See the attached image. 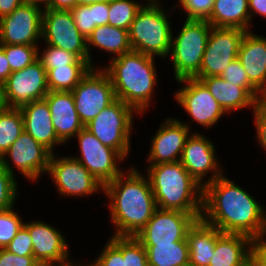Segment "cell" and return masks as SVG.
I'll return each mask as SVG.
<instances>
[{
  "label": "cell",
  "instance_id": "cell-37",
  "mask_svg": "<svg viewBox=\"0 0 266 266\" xmlns=\"http://www.w3.org/2000/svg\"><path fill=\"white\" fill-rule=\"evenodd\" d=\"M232 85L245 87L257 100L261 93L248 79L247 73L238 58L234 59L220 76Z\"/></svg>",
  "mask_w": 266,
  "mask_h": 266
},
{
  "label": "cell",
  "instance_id": "cell-33",
  "mask_svg": "<svg viewBox=\"0 0 266 266\" xmlns=\"http://www.w3.org/2000/svg\"><path fill=\"white\" fill-rule=\"evenodd\" d=\"M0 47L6 54L12 72L31 65L39 54L36 45L0 44Z\"/></svg>",
  "mask_w": 266,
  "mask_h": 266
},
{
  "label": "cell",
  "instance_id": "cell-46",
  "mask_svg": "<svg viewBox=\"0 0 266 266\" xmlns=\"http://www.w3.org/2000/svg\"><path fill=\"white\" fill-rule=\"evenodd\" d=\"M254 110L255 122L257 125V137L259 143L266 150V111L259 104L256 105Z\"/></svg>",
  "mask_w": 266,
  "mask_h": 266
},
{
  "label": "cell",
  "instance_id": "cell-26",
  "mask_svg": "<svg viewBox=\"0 0 266 266\" xmlns=\"http://www.w3.org/2000/svg\"><path fill=\"white\" fill-rule=\"evenodd\" d=\"M251 245V238L242 234L222 233L216 241L209 266H241L250 258L251 252L245 250Z\"/></svg>",
  "mask_w": 266,
  "mask_h": 266
},
{
  "label": "cell",
  "instance_id": "cell-41",
  "mask_svg": "<svg viewBox=\"0 0 266 266\" xmlns=\"http://www.w3.org/2000/svg\"><path fill=\"white\" fill-rule=\"evenodd\" d=\"M187 11L188 20H208L211 16L214 0H180Z\"/></svg>",
  "mask_w": 266,
  "mask_h": 266
},
{
  "label": "cell",
  "instance_id": "cell-4",
  "mask_svg": "<svg viewBox=\"0 0 266 266\" xmlns=\"http://www.w3.org/2000/svg\"><path fill=\"white\" fill-rule=\"evenodd\" d=\"M147 170L157 208L203 213V187L180 161L151 165Z\"/></svg>",
  "mask_w": 266,
  "mask_h": 266
},
{
  "label": "cell",
  "instance_id": "cell-44",
  "mask_svg": "<svg viewBox=\"0 0 266 266\" xmlns=\"http://www.w3.org/2000/svg\"><path fill=\"white\" fill-rule=\"evenodd\" d=\"M265 234L266 231H262L251 238L250 257L256 262L257 266H266V241L262 240Z\"/></svg>",
  "mask_w": 266,
  "mask_h": 266
},
{
  "label": "cell",
  "instance_id": "cell-14",
  "mask_svg": "<svg viewBox=\"0 0 266 266\" xmlns=\"http://www.w3.org/2000/svg\"><path fill=\"white\" fill-rule=\"evenodd\" d=\"M4 89L9 108H20L44 99L49 92L47 71L36 60L21 70L13 71L4 82Z\"/></svg>",
  "mask_w": 266,
  "mask_h": 266
},
{
  "label": "cell",
  "instance_id": "cell-34",
  "mask_svg": "<svg viewBox=\"0 0 266 266\" xmlns=\"http://www.w3.org/2000/svg\"><path fill=\"white\" fill-rule=\"evenodd\" d=\"M49 48L44 50L42 56L37 55V60L42 67L47 71L56 67L68 65H91L87 60L79 59L72 52L48 45Z\"/></svg>",
  "mask_w": 266,
  "mask_h": 266
},
{
  "label": "cell",
  "instance_id": "cell-13",
  "mask_svg": "<svg viewBox=\"0 0 266 266\" xmlns=\"http://www.w3.org/2000/svg\"><path fill=\"white\" fill-rule=\"evenodd\" d=\"M79 140L82 158L78 160L102 185L122 174L115 160L123 156L115 149L102 144L85 127L76 134Z\"/></svg>",
  "mask_w": 266,
  "mask_h": 266
},
{
  "label": "cell",
  "instance_id": "cell-36",
  "mask_svg": "<svg viewBox=\"0 0 266 266\" xmlns=\"http://www.w3.org/2000/svg\"><path fill=\"white\" fill-rule=\"evenodd\" d=\"M13 208L0 211V249H4L24 224Z\"/></svg>",
  "mask_w": 266,
  "mask_h": 266
},
{
  "label": "cell",
  "instance_id": "cell-49",
  "mask_svg": "<svg viewBox=\"0 0 266 266\" xmlns=\"http://www.w3.org/2000/svg\"><path fill=\"white\" fill-rule=\"evenodd\" d=\"M12 73L4 50L0 47V82L4 83Z\"/></svg>",
  "mask_w": 266,
  "mask_h": 266
},
{
  "label": "cell",
  "instance_id": "cell-21",
  "mask_svg": "<svg viewBox=\"0 0 266 266\" xmlns=\"http://www.w3.org/2000/svg\"><path fill=\"white\" fill-rule=\"evenodd\" d=\"M44 99L51 112L57 137L63 143L85 127L75 109L71 91H49Z\"/></svg>",
  "mask_w": 266,
  "mask_h": 266
},
{
  "label": "cell",
  "instance_id": "cell-29",
  "mask_svg": "<svg viewBox=\"0 0 266 266\" xmlns=\"http://www.w3.org/2000/svg\"><path fill=\"white\" fill-rule=\"evenodd\" d=\"M147 251L148 266H182L189 263L187 240L171 244H142Z\"/></svg>",
  "mask_w": 266,
  "mask_h": 266
},
{
  "label": "cell",
  "instance_id": "cell-27",
  "mask_svg": "<svg viewBox=\"0 0 266 266\" xmlns=\"http://www.w3.org/2000/svg\"><path fill=\"white\" fill-rule=\"evenodd\" d=\"M248 0H214L211 16L207 20L212 27H235L248 31L252 16Z\"/></svg>",
  "mask_w": 266,
  "mask_h": 266
},
{
  "label": "cell",
  "instance_id": "cell-53",
  "mask_svg": "<svg viewBox=\"0 0 266 266\" xmlns=\"http://www.w3.org/2000/svg\"><path fill=\"white\" fill-rule=\"evenodd\" d=\"M258 104L266 111V89L263 92H261Z\"/></svg>",
  "mask_w": 266,
  "mask_h": 266
},
{
  "label": "cell",
  "instance_id": "cell-42",
  "mask_svg": "<svg viewBox=\"0 0 266 266\" xmlns=\"http://www.w3.org/2000/svg\"><path fill=\"white\" fill-rule=\"evenodd\" d=\"M5 249L18 256L33 255L31 236L24 225L18 230L16 236Z\"/></svg>",
  "mask_w": 266,
  "mask_h": 266
},
{
  "label": "cell",
  "instance_id": "cell-18",
  "mask_svg": "<svg viewBox=\"0 0 266 266\" xmlns=\"http://www.w3.org/2000/svg\"><path fill=\"white\" fill-rule=\"evenodd\" d=\"M23 225L31 236L33 256L40 264L54 266L53 263L57 262L58 266L73 265L71 261L67 262V243L53 226L39 221Z\"/></svg>",
  "mask_w": 266,
  "mask_h": 266
},
{
  "label": "cell",
  "instance_id": "cell-20",
  "mask_svg": "<svg viewBox=\"0 0 266 266\" xmlns=\"http://www.w3.org/2000/svg\"><path fill=\"white\" fill-rule=\"evenodd\" d=\"M214 150L212 143L206 140L203 135L198 134H193L188 137L183 148L180 162L202 187L222 175L220 170L217 169L218 164L215 159ZM212 169L215 172L213 177L209 181H206L205 184H201L203 176Z\"/></svg>",
  "mask_w": 266,
  "mask_h": 266
},
{
  "label": "cell",
  "instance_id": "cell-19",
  "mask_svg": "<svg viewBox=\"0 0 266 266\" xmlns=\"http://www.w3.org/2000/svg\"><path fill=\"white\" fill-rule=\"evenodd\" d=\"M188 127L180 121L167 119L152 140L151 151L147 161H151L152 165L180 161L183 148L189 136ZM179 153L180 156L177 158Z\"/></svg>",
  "mask_w": 266,
  "mask_h": 266
},
{
  "label": "cell",
  "instance_id": "cell-32",
  "mask_svg": "<svg viewBox=\"0 0 266 266\" xmlns=\"http://www.w3.org/2000/svg\"><path fill=\"white\" fill-rule=\"evenodd\" d=\"M141 7L132 0H114L110 2L108 25L129 30Z\"/></svg>",
  "mask_w": 266,
  "mask_h": 266
},
{
  "label": "cell",
  "instance_id": "cell-48",
  "mask_svg": "<svg viewBox=\"0 0 266 266\" xmlns=\"http://www.w3.org/2000/svg\"><path fill=\"white\" fill-rule=\"evenodd\" d=\"M76 5H77V0H49L45 8L71 10Z\"/></svg>",
  "mask_w": 266,
  "mask_h": 266
},
{
  "label": "cell",
  "instance_id": "cell-16",
  "mask_svg": "<svg viewBox=\"0 0 266 266\" xmlns=\"http://www.w3.org/2000/svg\"><path fill=\"white\" fill-rule=\"evenodd\" d=\"M62 195H90L102 185L78 160L75 158L55 159L53 153L48 165V171Z\"/></svg>",
  "mask_w": 266,
  "mask_h": 266
},
{
  "label": "cell",
  "instance_id": "cell-10",
  "mask_svg": "<svg viewBox=\"0 0 266 266\" xmlns=\"http://www.w3.org/2000/svg\"><path fill=\"white\" fill-rule=\"evenodd\" d=\"M203 213L157 208L147 224L134 236L141 244H171L187 240V233Z\"/></svg>",
  "mask_w": 266,
  "mask_h": 266
},
{
  "label": "cell",
  "instance_id": "cell-40",
  "mask_svg": "<svg viewBox=\"0 0 266 266\" xmlns=\"http://www.w3.org/2000/svg\"><path fill=\"white\" fill-rule=\"evenodd\" d=\"M75 26L79 32L87 39L92 31L97 27L93 23V16L90 5H76L70 10Z\"/></svg>",
  "mask_w": 266,
  "mask_h": 266
},
{
  "label": "cell",
  "instance_id": "cell-7",
  "mask_svg": "<svg viewBox=\"0 0 266 266\" xmlns=\"http://www.w3.org/2000/svg\"><path fill=\"white\" fill-rule=\"evenodd\" d=\"M135 110L116 99L104 108L85 128L102 144L118 151L124 158L129 152L130 130Z\"/></svg>",
  "mask_w": 266,
  "mask_h": 266
},
{
  "label": "cell",
  "instance_id": "cell-39",
  "mask_svg": "<svg viewBox=\"0 0 266 266\" xmlns=\"http://www.w3.org/2000/svg\"><path fill=\"white\" fill-rule=\"evenodd\" d=\"M16 180L0 163V211L12 208L16 196Z\"/></svg>",
  "mask_w": 266,
  "mask_h": 266
},
{
  "label": "cell",
  "instance_id": "cell-28",
  "mask_svg": "<svg viewBox=\"0 0 266 266\" xmlns=\"http://www.w3.org/2000/svg\"><path fill=\"white\" fill-rule=\"evenodd\" d=\"M116 54V57L132 51L128 30L111 25L97 26L87 38L89 45Z\"/></svg>",
  "mask_w": 266,
  "mask_h": 266
},
{
  "label": "cell",
  "instance_id": "cell-2",
  "mask_svg": "<svg viewBox=\"0 0 266 266\" xmlns=\"http://www.w3.org/2000/svg\"><path fill=\"white\" fill-rule=\"evenodd\" d=\"M124 173L106 183L103 190L112 202L111 219L117 226L114 236H135L157 209L151 184L136 169H131L126 181Z\"/></svg>",
  "mask_w": 266,
  "mask_h": 266
},
{
  "label": "cell",
  "instance_id": "cell-5",
  "mask_svg": "<svg viewBox=\"0 0 266 266\" xmlns=\"http://www.w3.org/2000/svg\"><path fill=\"white\" fill-rule=\"evenodd\" d=\"M164 12L158 4L144 5L138 10L128 30L133 51L152 57H164L170 52L173 36Z\"/></svg>",
  "mask_w": 266,
  "mask_h": 266
},
{
  "label": "cell",
  "instance_id": "cell-43",
  "mask_svg": "<svg viewBox=\"0 0 266 266\" xmlns=\"http://www.w3.org/2000/svg\"><path fill=\"white\" fill-rule=\"evenodd\" d=\"M33 255L18 256L5 248L0 249V266H39Z\"/></svg>",
  "mask_w": 266,
  "mask_h": 266
},
{
  "label": "cell",
  "instance_id": "cell-30",
  "mask_svg": "<svg viewBox=\"0 0 266 266\" xmlns=\"http://www.w3.org/2000/svg\"><path fill=\"white\" fill-rule=\"evenodd\" d=\"M92 65H68L47 70L49 91H72L89 73Z\"/></svg>",
  "mask_w": 266,
  "mask_h": 266
},
{
  "label": "cell",
  "instance_id": "cell-35",
  "mask_svg": "<svg viewBox=\"0 0 266 266\" xmlns=\"http://www.w3.org/2000/svg\"><path fill=\"white\" fill-rule=\"evenodd\" d=\"M124 266H148L147 251L134 236H122Z\"/></svg>",
  "mask_w": 266,
  "mask_h": 266
},
{
  "label": "cell",
  "instance_id": "cell-6",
  "mask_svg": "<svg viewBox=\"0 0 266 266\" xmlns=\"http://www.w3.org/2000/svg\"><path fill=\"white\" fill-rule=\"evenodd\" d=\"M211 28L206 20L186 19L179 36L171 39L170 53L177 81L194 78L199 73Z\"/></svg>",
  "mask_w": 266,
  "mask_h": 266
},
{
  "label": "cell",
  "instance_id": "cell-45",
  "mask_svg": "<svg viewBox=\"0 0 266 266\" xmlns=\"http://www.w3.org/2000/svg\"><path fill=\"white\" fill-rule=\"evenodd\" d=\"M93 23L96 26L108 25L109 19V3L96 2L91 4Z\"/></svg>",
  "mask_w": 266,
  "mask_h": 266
},
{
  "label": "cell",
  "instance_id": "cell-22",
  "mask_svg": "<svg viewBox=\"0 0 266 266\" xmlns=\"http://www.w3.org/2000/svg\"><path fill=\"white\" fill-rule=\"evenodd\" d=\"M20 110L23 115L24 131L53 153L55 144L63 142L57 137L53 127L47 101L45 99L32 101L20 107Z\"/></svg>",
  "mask_w": 266,
  "mask_h": 266
},
{
  "label": "cell",
  "instance_id": "cell-31",
  "mask_svg": "<svg viewBox=\"0 0 266 266\" xmlns=\"http://www.w3.org/2000/svg\"><path fill=\"white\" fill-rule=\"evenodd\" d=\"M24 131L20 108H8L0 113V158Z\"/></svg>",
  "mask_w": 266,
  "mask_h": 266
},
{
  "label": "cell",
  "instance_id": "cell-15",
  "mask_svg": "<svg viewBox=\"0 0 266 266\" xmlns=\"http://www.w3.org/2000/svg\"><path fill=\"white\" fill-rule=\"evenodd\" d=\"M7 154L25 177L35 180L42 172L48 171L52 152L23 131L0 158L1 165L13 174L12 167L6 161Z\"/></svg>",
  "mask_w": 266,
  "mask_h": 266
},
{
  "label": "cell",
  "instance_id": "cell-57",
  "mask_svg": "<svg viewBox=\"0 0 266 266\" xmlns=\"http://www.w3.org/2000/svg\"><path fill=\"white\" fill-rule=\"evenodd\" d=\"M153 2V3H152ZM156 1L155 0H150V3L149 4H153V5H155V4H157V3H155Z\"/></svg>",
  "mask_w": 266,
  "mask_h": 266
},
{
  "label": "cell",
  "instance_id": "cell-12",
  "mask_svg": "<svg viewBox=\"0 0 266 266\" xmlns=\"http://www.w3.org/2000/svg\"><path fill=\"white\" fill-rule=\"evenodd\" d=\"M37 4L24 2L0 19V44L37 45L42 36L43 11Z\"/></svg>",
  "mask_w": 266,
  "mask_h": 266
},
{
  "label": "cell",
  "instance_id": "cell-54",
  "mask_svg": "<svg viewBox=\"0 0 266 266\" xmlns=\"http://www.w3.org/2000/svg\"><path fill=\"white\" fill-rule=\"evenodd\" d=\"M49 0H25V2L31 3V4H37L44 2L45 6L48 4Z\"/></svg>",
  "mask_w": 266,
  "mask_h": 266
},
{
  "label": "cell",
  "instance_id": "cell-3",
  "mask_svg": "<svg viewBox=\"0 0 266 266\" xmlns=\"http://www.w3.org/2000/svg\"><path fill=\"white\" fill-rule=\"evenodd\" d=\"M153 62L152 56L132 50L112 58L104 70L111 79L116 99L140 113L149 105L156 84Z\"/></svg>",
  "mask_w": 266,
  "mask_h": 266
},
{
  "label": "cell",
  "instance_id": "cell-11",
  "mask_svg": "<svg viewBox=\"0 0 266 266\" xmlns=\"http://www.w3.org/2000/svg\"><path fill=\"white\" fill-rule=\"evenodd\" d=\"M42 17V36L47 44L72 52L79 59L90 64L87 39L75 26L70 10L44 8Z\"/></svg>",
  "mask_w": 266,
  "mask_h": 266
},
{
  "label": "cell",
  "instance_id": "cell-47",
  "mask_svg": "<svg viewBox=\"0 0 266 266\" xmlns=\"http://www.w3.org/2000/svg\"><path fill=\"white\" fill-rule=\"evenodd\" d=\"M25 0H0V19L11 14Z\"/></svg>",
  "mask_w": 266,
  "mask_h": 266
},
{
  "label": "cell",
  "instance_id": "cell-55",
  "mask_svg": "<svg viewBox=\"0 0 266 266\" xmlns=\"http://www.w3.org/2000/svg\"><path fill=\"white\" fill-rule=\"evenodd\" d=\"M241 266H257V265H256V262L250 257Z\"/></svg>",
  "mask_w": 266,
  "mask_h": 266
},
{
  "label": "cell",
  "instance_id": "cell-50",
  "mask_svg": "<svg viewBox=\"0 0 266 266\" xmlns=\"http://www.w3.org/2000/svg\"><path fill=\"white\" fill-rule=\"evenodd\" d=\"M249 12H256L266 18V0H248Z\"/></svg>",
  "mask_w": 266,
  "mask_h": 266
},
{
  "label": "cell",
  "instance_id": "cell-23",
  "mask_svg": "<svg viewBox=\"0 0 266 266\" xmlns=\"http://www.w3.org/2000/svg\"><path fill=\"white\" fill-rule=\"evenodd\" d=\"M241 65L249 81L260 91L266 89V38L246 31L238 51Z\"/></svg>",
  "mask_w": 266,
  "mask_h": 266
},
{
  "label": "cell",
  "instance_id": "cell-17",
  "mask_svg": "<svg viewBox=\"0 0 266 266\" xmlns=\"http://www.w3.org/2000/svg\"><path fill=\"white\" fill-rule=\"evenodd\" d=\"M178 82H187L186 86L175 94L178 103L183 106L185 111L205 127L217 123L225 111L207 88L194 78H185Z\"/></svg>",
  "mask_w": 266,
  "mask_h": 266
},
{
  "label": "cell",
  "instance_id": "cell-25",
  "mask_svg": "<svg viewBox=\"0 0 266 266\" xmlns=\"http://www.w3.org/2000/svg\"><path fill=\"white\" fill-rule=\"evenodd\" d=\"M221 234L217 227L202 218L197 219L187 233L189 262L196 266H209L217 238Z\"/></svg>",
  "mask_w": 266,
  "mask_h": 266
},
{
  "label": "cell",
  "instance_id": "cell-8",
  "mask_svg": "<svg viewBox=\"0 0 266 266\" xmlns=\"http://www.w3.org/2000/svg\"><path fill=\"white\" fill-rule=\"evenodd\" d=\"M95 71L92 68L71 91L75 109L84 126L116 100L109 75L104 70Z\"/></svg>",
  "mask_w": 266,
  "mask_h": 266
},
{
  "label": "cell",
  "instance_id": "cell-24",
  "mask_svg": "<svg viewBox=\"0 0 266 266\" xmlns=\"http://www.w3.org/2000/svg\"><path fill=\"white\" fill-rule=\"evenodd\" d=\"M199 80L225 112L258 104V100L245 88L232 85L220 76L194 78Z\"/></svg>",
  "mask_w": 266,
  "mask_h": 266
},
{
  "label": "cell",
  "instance_id": "cell-51",
  "mask_svg": "<svg viewBox=\"0 0 266 266\" xmlns=\"http://www.w3.org/2000/svg\"><path fill=\"white\" fill-rule=\"evenodd\" d=\"M8 108L9 106L5 96L4 83L0 82V113H3Z\"/></svg>",
  "mask_w": 266,
  "mask_h": 266
},
{
  "label": "cell",
  "instance_id": "cell-38",
  "mask_svg": "<svg viewBox=\"0 0 266 266\" xmlns=\"http://www.w3.org/2000/svg\"><path fill=\"white\" fill-rule=\"evenodd\" d=\"M90 266H124L122 236H112L100 257Z\"/></svg>",
  "mask_w": 266,
  "mask_h": 266
},
{
  "label": "cell",
  "instance_id": "cell-56",
  "mask_svg": "<svg viewBox=\"0 0 266 266\" xmlns=\"http://www.w3.org/2000/svg\"><path fill=\"white\" fill-rule=\"evenodd\" d=\"M182 266H196V265L191 264V263L189 262V263H187V264H185V265H182Z\"/></svg>",
  "mask_w": 266,
  "mask_h": 266
},
{
  "label": "cell",
  "instance_id": "cell-1",
  "mask_svg": "<svg viewBox=\"0 0 266 266\" xmlns=\"http://www.w3.org/2000/svg\"><path fill=\"white\" fill-rule=\"evenodd\" d=\"M202 212L205 216L201 218L222 233L252 238L265 231L266 215L261 205L223 175L203 187Z\"/></svg>",
  "mask_w": 266,
  "mask_h": 266
},
{
  "label": "cell",
  "instance_id": "cell-9",
  "mask_svg": "<svg viewBox=\"0 0 266 266\" xmlns=\"http://www.w3.org/2000/svg\"><path fill=\"white\" fill-rule=\"evenodd\" d=\"M245 30L235 27H212L199 73L194 78L221 76L238 56Z\"/></svg>",
  "mask_w": 266,
  "mask_h": 266
},
{
  "label": "cell",
  "instance_id": "cell-52",
  "mask_svg": "<svg viewBox=\"0 0 266 266\" xmlns=\"http://www.w3.org/2000/svg\"><path fill=\"white\" fill-rule=\"evenodd\" d=\"M114 0H77V5H90L96 2H112Z\"/></svg>",
  "mask_w": 266,
  "mask_h": 266
}]
</instances>
